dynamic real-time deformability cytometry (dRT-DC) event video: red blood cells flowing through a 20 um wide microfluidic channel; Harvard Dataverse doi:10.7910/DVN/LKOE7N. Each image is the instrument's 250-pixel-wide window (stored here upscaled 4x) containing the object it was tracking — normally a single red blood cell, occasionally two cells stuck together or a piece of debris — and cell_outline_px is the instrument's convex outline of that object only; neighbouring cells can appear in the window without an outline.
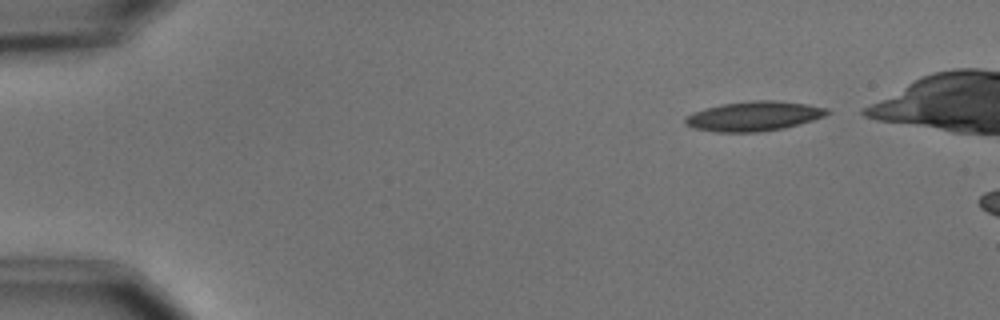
{"species": "common noctule bat (a hibernating species)", "species_latin": "Nyctalus noctula", "temperature_condition": "cold", "stored_images_in_passage": 3, "camera_frame_rate_fps": 3000, "um_per_image_px": 0.085, "animal": {"sex": "male", "body_mass_g": 15.6}, "frame": {"image": 1, "passage_image": 1, "time_ms": 0.0, "image_size_px": [1000, 320], "cell_outline_px": [[832, 112], [824, 116], [812, 120], [784, 128], [760, 132], [712, 132], [692, 128], [684, 124], [684, 116], [692, 112], [704, 108], [720, 104], [752, 100], [772, 100], [808, 104], [828, 108]], "centroid_in_image_um": [64.02, 9.87], "position_along_channel_um": 21.0, "area_um2": 24.85}}